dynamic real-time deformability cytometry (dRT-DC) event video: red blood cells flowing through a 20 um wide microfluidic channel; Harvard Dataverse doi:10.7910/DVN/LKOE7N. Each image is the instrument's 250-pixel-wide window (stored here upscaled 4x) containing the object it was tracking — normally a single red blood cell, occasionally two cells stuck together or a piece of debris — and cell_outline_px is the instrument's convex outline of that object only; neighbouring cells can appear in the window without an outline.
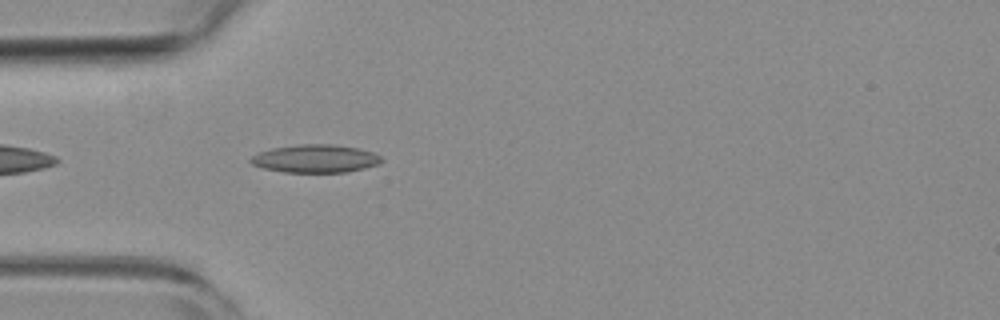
{"species": "common noctule bat (a hibernating species)", "species_latin": "Nyctalus noctula", "temperature_condition": "room temperature", "stored_images_in_passage": 41, "camera_frame_rate_fps": 3000, "um_per_image_px": 0.085, "animal": {"sex": "female", "body_mass_g": 19.3, "forearm_length_mm": 54.1}, "frame": {"image": 1, "passage_image": 3, "time_ms": 0.667, "image_size_px": [1000, 320], "cell_outline_px": [[384, 160], [380, 164], [348, 172], [284, 172], [264, 168], [252, 164], [248, 160], [252, 156], [260, 152], [272, 148], [296, 144], [332, 144], [356, 148], [372, 152], [380, 156]], "centroid_in_image_um": [26.81, 13.48], "position_along_channel_um": 58.2, "area_um2": 21.33}}
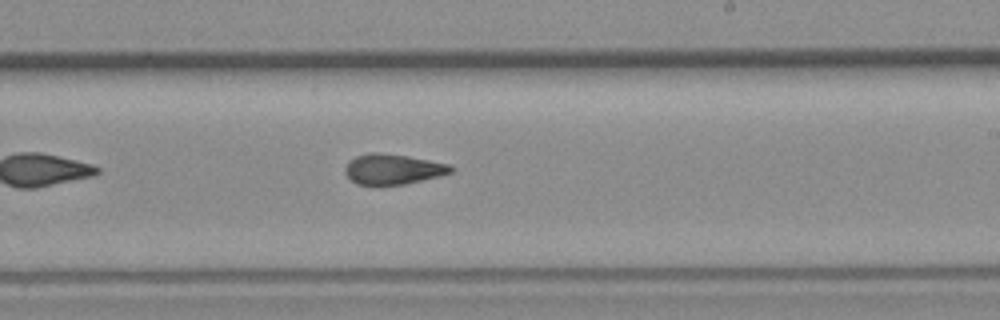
{"frame": {"image": 2, "passage_image": 19, "time_ms": 6.0, "image_size_px": [1000, 320], "cell_outline_px": [[456, 168], [452, 172], [440, 176], [404, 184], [356, 184], [344, 172], [344, 168], [356, 156], [372, 152], [376, 152], [408, 156], [452, 164]], "centroid_in_image_um": [33.46, 14.37], "position_along_channel_um": 255.5, "area_um2": 18.55}}
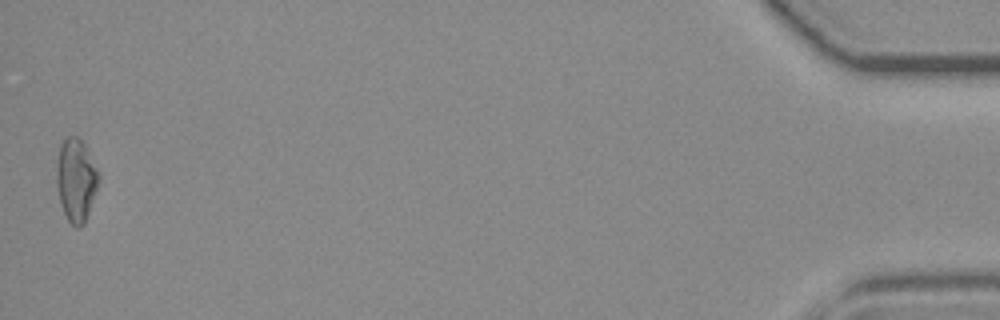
{"frame": {"image": 3, "passage_image": 41, "time_ms": 13.333, "image_size_px": [1000, 320], "cell_outline_px": [[100, 180], [84, 224], [80, 228], [76, 228], [68, 220], [60, 204], [56, 188], [56, 164], [60, 144], [68, 136], [76, 136], [84, 144], [100, 176]], "centroid_in_image_um": [6.44, 15.32], "position_along_channel_um": 428.8, "area_um2": 20.35}, "authors_computed_cell_mechanics": {"area_um2": 19.0162, "velocity_mm_per_s": 3.7503, "shape_relaxation_time_tau1_ms": 7.567, "shape_relaxation_time_tau2_ms": 2.5078, "deformation_change_tau1": 0.2161, "deformation_change_tau2": 0.0994}}